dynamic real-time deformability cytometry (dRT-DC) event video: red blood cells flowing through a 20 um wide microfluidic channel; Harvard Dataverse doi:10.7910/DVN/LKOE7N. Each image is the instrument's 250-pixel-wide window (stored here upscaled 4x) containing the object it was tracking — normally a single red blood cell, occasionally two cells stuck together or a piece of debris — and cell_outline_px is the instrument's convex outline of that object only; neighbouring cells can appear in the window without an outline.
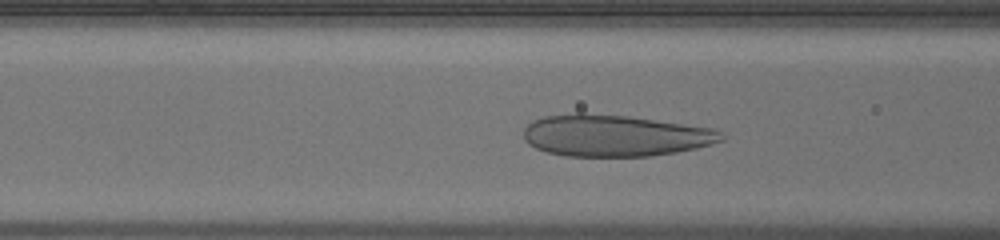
{"species": "human", "species_latin": "Homo sapiens", "temperature_condition": "warm", "stored_images_in_passage": 34, "camera_frame_rate_fps": 3000, "um_per_image_px": 0.085, "donor": {"sex": "male"}, "frame": {"image": 1, "passage_image": 11, "time_ms": 3.333, "image_size_px": [1000, 240], "cell_outline_px": [[724, 140], [712, 144], [696, 148], [676, 152], [648, 156], [564, 156], [548, 152], [536, 148], [528, 144], [524, 140], [524, 128], [532, 120], [544, 116], [576, 112], [584, 112], [628, 116], [712, 128], [720, 132], [724, 136]], "centroid_in_image_um": [52.22, 11.51], "position_along_channel_um": 114.4, "area_um2": 48.15}}
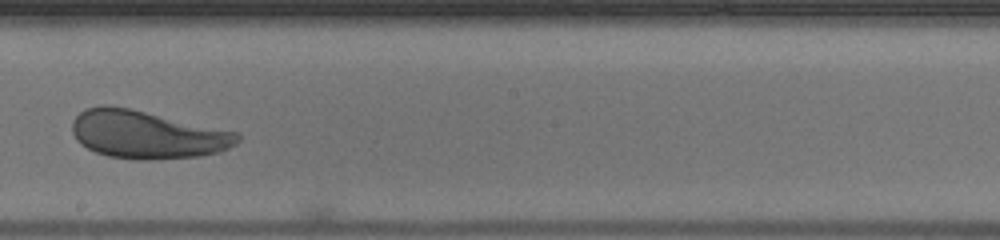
{"frame": {"image": 2, "passage_image": 20, "time_ms": 6.333, "image_size_px": [1000, 240], "cell_outline_px": [[240, 140], [236, 144], [220, 152], [200, 156], [148, 160], [140, 160], [108, 156], [96, 152], [80, 144], [76, 140], [72, 132], [72, 120], [84, 108], [100, 104], [108, 104], [128, 108], [240, 132]], "centroid_in_image_um": [12.49, 11.43], "position_along_channel_um": 235.7, "area_um2": 46.53}}
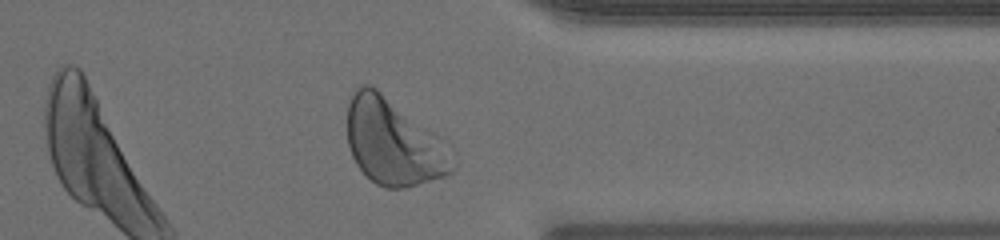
{"frame": {"image": 3, "passage_image": 31, "time_ms": 10.0, "image_size_px": [1000, 240], "cell_outline_px": [[456, 168], [452, 172], [444, 176], [408, 188], [384, 188], [376, 184], [356, 164], [352, 156], [348, 144], [348, 104], [356, 88], [364, 84], [372, 84], [444, 136], [448, 140], [456, 152]], "centroid_in_image_um": [33.57, 12.06], "position_along_channel_um": 377.8, "area_um2": 54.74}, "authors_computed_cell_mechanics": {"area_um2": 48.0607, "velocity_mm_per_s": 4.0387, "shape_relaxation_time_tau1_ms": 7.337, "shape_relaxation_time_tau2_ms": 0.6436, "deformation_change_tau1": 0.2007, "deformation_change_tau2": 0.0831}}